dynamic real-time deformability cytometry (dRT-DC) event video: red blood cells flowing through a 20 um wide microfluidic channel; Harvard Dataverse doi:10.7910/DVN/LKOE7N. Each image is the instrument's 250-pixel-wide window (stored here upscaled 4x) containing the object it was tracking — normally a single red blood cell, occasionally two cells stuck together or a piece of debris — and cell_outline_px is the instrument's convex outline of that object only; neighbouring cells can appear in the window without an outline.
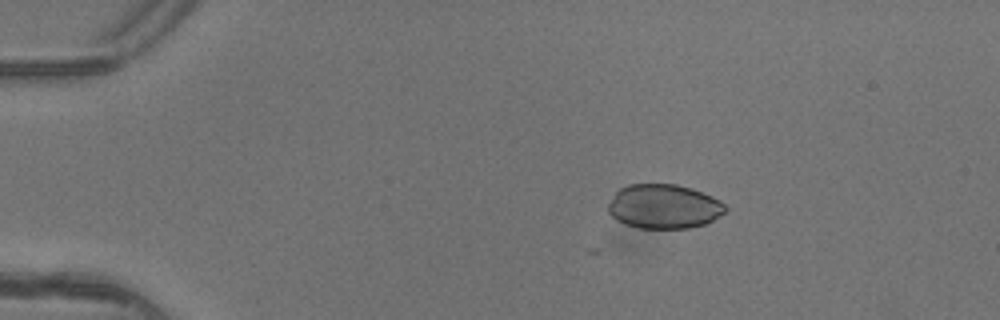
{"species": "common noctule bat (a hibernating species)", "species_latin": "Nyctalus noctula", "temperature_condition": "warm", "stored_images_in_passage": 3, "camera_frame_rate_fps": 3000, "um_per_image_px": 0.085, "animal": {"sex": "female"}, "frame": {"image": 1, "passage_image": 1, "time_ms": 0.0, "image_size_px": [1000, 320], "cell_outline_px": [[728, 208], [720, 216], [704, 224], [688, 228], [636, 228], [624, 224], [612, 216], [608, 212], [608, 204], [616, 192], [620, 188], [628, 184], [676, 184], [692, 188], [712, 196], [720, 200]], "centroid_in_image_um": [56.43, 17.55], "position_along_channel_um": 28.6, "area_um2": 30.35}}